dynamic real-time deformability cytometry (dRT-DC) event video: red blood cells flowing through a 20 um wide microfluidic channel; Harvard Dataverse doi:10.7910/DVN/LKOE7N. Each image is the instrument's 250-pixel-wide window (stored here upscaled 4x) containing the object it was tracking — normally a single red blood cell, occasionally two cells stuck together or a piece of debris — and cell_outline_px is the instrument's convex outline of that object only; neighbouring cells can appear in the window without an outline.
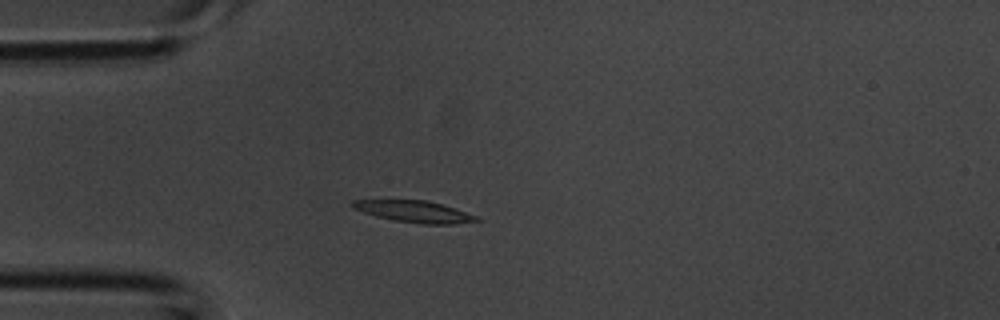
{"species": "common noctule bat (a hibernating species)", "species_latin": "Nyctalus noctula", "temperature_condition": "room temperature", "stored_images_in_passage": 2, "camera_frame_rate_fps": 3000, "um_per_image_px": 0.085, "animal": {"sex": "male", "body_mass_g": 20.1, "forearm_length_mm": 53.5}, "frame": {"image": 1, "passage_image": 2, "time_ms": 0.333, "image_size_px": [1000, 320], "cell_outline_px": [[480, 220], [452, 224], [424, 224], [396, 220], [376, 216], [352, 208], [348, 204], [352, 200], [428, 200], [456, 208], [476, 216]], "centroid_in_image_um": [35.18, 17.96], "position_along_channel_um": 49.8, "area_um2": 15.49}}